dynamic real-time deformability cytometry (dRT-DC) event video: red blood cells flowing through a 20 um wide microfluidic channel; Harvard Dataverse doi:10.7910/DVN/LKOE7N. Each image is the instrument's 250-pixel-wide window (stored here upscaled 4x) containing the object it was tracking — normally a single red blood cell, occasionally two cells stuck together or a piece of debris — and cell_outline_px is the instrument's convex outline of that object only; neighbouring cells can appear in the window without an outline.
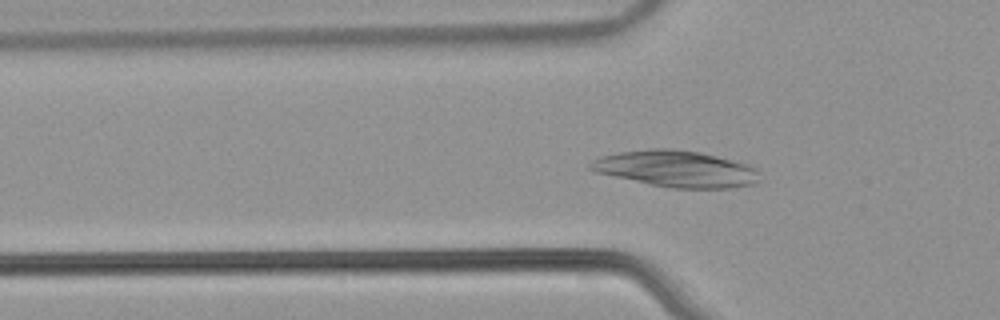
{"species": "common noctule bat (a hibernating species)", "species_latin": "Nyctalus noctula", "temperature_condition": "warm", "stored_images_in_passage": 54, "camera_frame_rate_fps": 3000, "um_per_image_px": 0.085, "animal": {"sex": "male", "body_mass_g": 21.5, "forearm_length_mm": 52.0}, "frame": {"image": 1, "passage_image": 18, "time_ms": 5.667, "image_size_px": [1000, 320], "cell_outline_px": [[760, 180], [756, 184], [728, 188], [672, 188], [648, 184], [596, 172], [588, 168], [588, 164], [592, 160], [600, 156], [620, 152], [652, 148], [672, 148], [700, 152], [748, 164], [756, 168], [760, 172]], "centroid_in_image_um": [57.49, 14.35], "position_along_channel_um": 68.3, "area_um2": 36.13}}
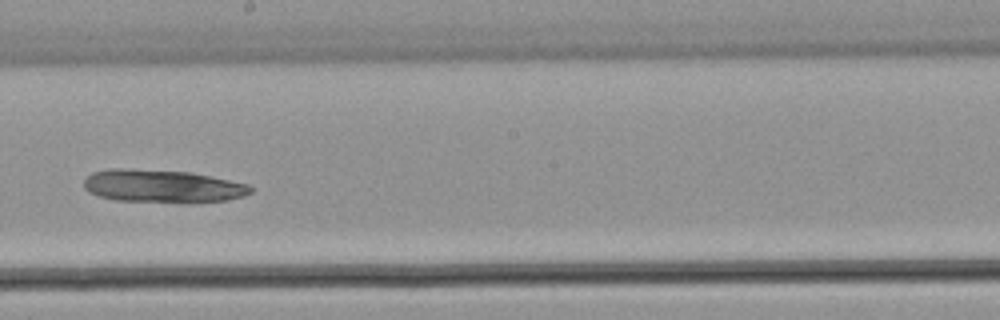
{"frame": {"image": 2, "passage_image": 31, "time_ms": 10.0, "image_size_px": [1000, 320], "cell_outline_px": [[252, 192], [244, 196], [228, 200], [188, 204], [180, 204], [116, 200], [100, 196], [88, 192], [84, 188], [84, 176], [92, 172], [108, 168], [124, 168], [192, 172], [248, 184], [252, 188]], "centroid_in_image_um": [13.8, 15.84], "position_along_channel_um": 234.4, "area_um2": 32.83}}
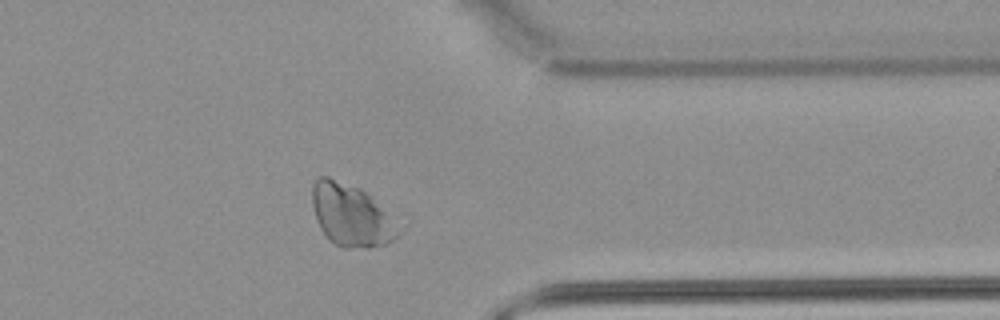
{"frame": {"image": 3, "passage_image": 43, "time_ms": 14.0, "image_size_px": [1000, 320], "cell_outline_px": [[412, 220], [392, 240], [384, 244], [368, 248], [340, 248], [328, 240], [320, 228], [312, 204], [312, 184], [320, 176], [328, 176], [360, 188]], "centroid_in_image_um": [30.09, 18.3], "position_along_channel_um": 381.3, "area_um2": 33.7}}